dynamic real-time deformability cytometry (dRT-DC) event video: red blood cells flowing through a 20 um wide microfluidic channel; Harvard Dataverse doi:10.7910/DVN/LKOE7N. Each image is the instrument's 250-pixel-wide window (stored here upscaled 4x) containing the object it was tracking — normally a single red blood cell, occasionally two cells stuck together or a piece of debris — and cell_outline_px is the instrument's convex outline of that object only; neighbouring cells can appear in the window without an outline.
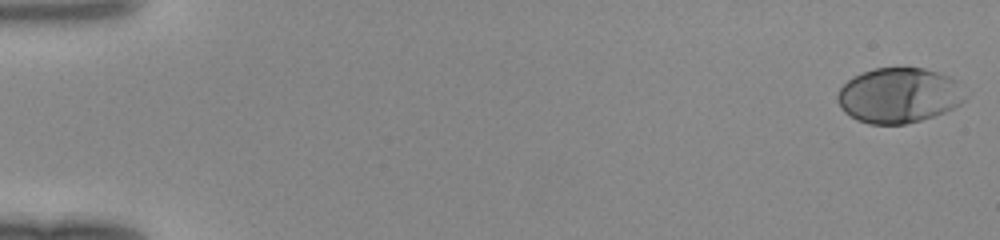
{"species": "human", "species_latin": "Homo sapiens", "temperature_condition": "room temperature", "stored_images_in_passage": 48, "camera_frame_rate_fps": 3000, "um_per_image_px": 0.085, "donor": {"sex": "female"}, "frame": {"image": 1, "passage_image": 1, "time_ms": 0.0, "image_size_px": [1000, 240], "cell_outline_px": [[964, 100], [960, 104], [944, 112], [920, 120], [904, 124], [868, 124], [856, 120], [844, 112], [840, 108], [836, 100], [836, 96], [840, 88], [852, 76], [876, 68], [924, 68], [948, 76], [956, 80]], "centroid_in_image_um": [76.33, 8.12], "position_along_channel_um": 8.7, "area_um2": 40.69}}
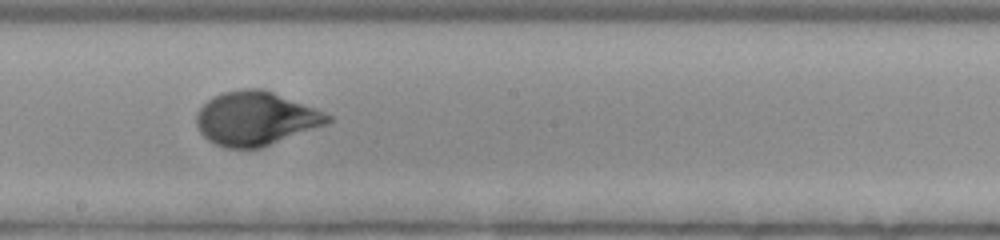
{"frame": {"image": 2, "passage_image": 28, "time_ms": 9.0, "image_size_px": [1000, 240], "cell_outline_px": [[332, 120], [324, 124], [260, 148], [224, 148], [208, 140], [200, 132], [196, 124], [196, 112], [212, 96], [224, 92], [244, 88], [260, 88], [272, 92], [316, 108], [332, 116]], "centroid_in_image_um": [21.69, 10.06], "position_along_channel_um": 226.5, "area_um2": 40.75}}
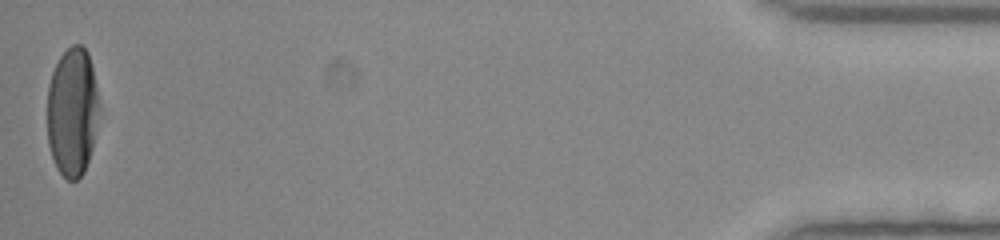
{"frame": {"image": 3, "passage_image": 48, "time_ms": 15.667, "image_size_px": [1000, 240], "cell_outline_px": [[100, 116], [92, 148], [84, 172], [76, 180], [68, 180], [56, 168], [48, 144], [48, 84], [52, 72], [60, 56], [72, 44], [80, 44], [88, 52], [92, 68], [100, 104]], "centroid_in_image_um": [6.17, 9.51], "position_along_channel_um": 429.0, "area_um2": 39.25}}